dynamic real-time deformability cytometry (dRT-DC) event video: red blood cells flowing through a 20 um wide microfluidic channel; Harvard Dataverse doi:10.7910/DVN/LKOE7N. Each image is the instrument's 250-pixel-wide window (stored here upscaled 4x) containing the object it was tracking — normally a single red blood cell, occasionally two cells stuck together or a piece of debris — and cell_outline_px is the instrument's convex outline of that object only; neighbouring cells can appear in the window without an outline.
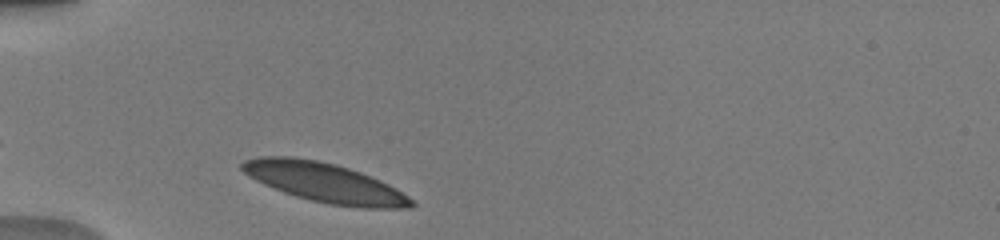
{"species": "human", "species_latin": "Homo sapiens", "temperature_condition": "warm", "stored_images_in_passage": 27, "camera_frame_rate_fps": 3000, "um_per_image_px": 0.085, "donor": {"sex": "male"}, "frame": {"image": 1, "passage_image": 1, "time_ms": 0.0, "image_size_px": [1000, 240], "cell_outline_px": [[416, 204], [412, 208], [364, 208], [328, 204], [296, 196], [284, 192], [264, 184], [248, 176], [240, 168], [240, 164], [244, 160], [260, 156], [292, 156], [316, 160], [336, 164], [360, 172], [380, 180], [396, 188], [408, 196]], "centroid_in_image_um": [27.59, 15.51], "position_along_channel_um": 57.4, "area_um2": 38.78}}
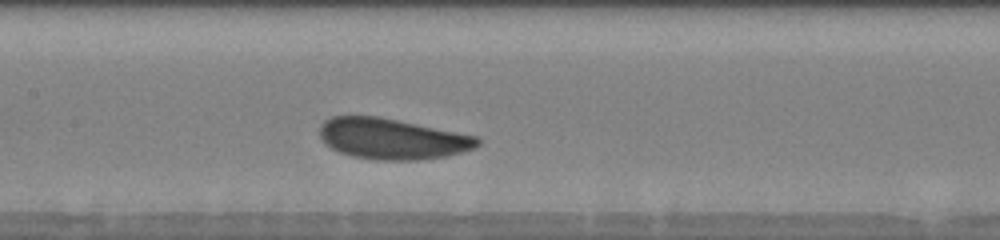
{"frame": {"image": 2, "passage_image": 11, "time_ms": 3.333, "image_size_px": [1000, 240], "cell_outline_px": [[480, 144], [476, 148], [448, 156], [420, 160], [376, 160], [352, 156], [340, 152], [324, 144], [320, 136], [320, 124], [324, 120], [332, 116], [380, 116], [476, 136], [480, 140]], "centroid_in_image_um": [33.32, 11.8], "position_along_channel_um": 174.1, "area_um2": 37.74}}
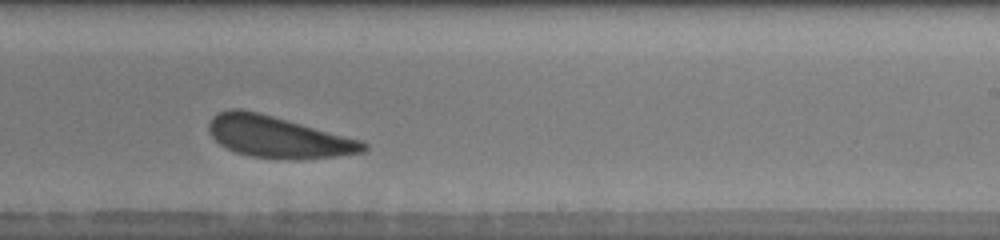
{"frame": {"image": 3, "passage_image": 18, "time_ms": 5.667, "image_size_px": [1000, 240], "cell_outline_px": [[368, 148], [364, 152], [340, 156], [300, 160], [288, 160], [252, 156], [236, 152], [220, 144], [212, 136], [208, 128], [208, 120], [212, 116], [228, 108], [240, 108], [260, 112], [360, 140], [368, 144]], "centroid_in_image_um": [23.63, 11.64], "position_along_channel_um": 265.4, "area_um2": 37.63}, "authors_computed_cell_mechanics": {"area_um2": 37.9168, "velocity_mm_per_s": 3.919, "shape_relaxation_time_tau1_ms": 1.5465, "shape_relaxation_time_tau2_ms": 8.1573, "deformation_change_tau1": 0.0782, "deformation_change_tau2": 0.1801}}